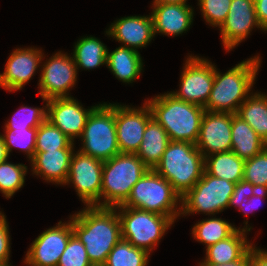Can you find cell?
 Returning <instances> with one entry per match:
<instances>
[{
  "mask_svg": "<svg viewBox=\"0 0 267 266\" xmlns=\"http://www.w3.org/2000/svg\"><path fill=\"white\" fill-rule=\"evenodd\" d=\"M250 266H267V251L254 244L250 248Z\"/></svg>",
  "mask_w": 267,
  "mask_h": 266,
  "instance_id": "cell-41",
  "label": "cell"
},
{
  "mask_svg": "<svg viewBox=\"0 0 267 266\" xmlns=\"http://www.w3.org/2000/svg\"><path fill=\"white\" fill-rule=\"evenodd\" d=\"M267 143L237 114H232L231 151L244 161L261 152Z\"/></svg>",
  "mask_w": 267,
  "mask_h": 266,
  "instance_id": "cell-24",
  "label": "cell"
},
{
  "mask_svg": "<svg viewBox=\"0 0 267 266\" xmlns=\"http://www.w3.org/2000/svg\"><path fill=\"white\" fill-rule=\"evenodd\" d=\"M188 0H153L152 3H164V4H181V5H189L187 4Z\"/></svg>",
  "mask_w": 267,
  "mask_h": 266,
  "instance_id": "cell-45",
  "label": "cell"
},
{
  "mask_svg": "<svg viewBox=\"0 0 267 266\" xmlns=\"http://www.w3.org/2000/svg\"><path fill=\"white\" fill-rule=\"evenodd\" d=\"M243 180L259 190H267V147L245 161Z\"/></svg>",
  "mask_w": 267,
  "mask_h": 266,
  "instance_id": "cell-35",
  "label": "cell"
},
{
  "mask_svg": "<svg viewBox=\"0 0 267 266\" xmlns=\"http://www.w3.org/2000/svg\"><path fill=\"white\" fill-rule=\"evenodd\" d=\"M238 227L221 218L203 219L192 228L194 239L205 244V248L231 236Z\"/></svg>",
  "mask_w": 267,
  "mask_h": 266,
  "instance_id": "cell-29",
  "label": "cell"
},
{
  "mask_svg": "<svg viewBox=\"0 0 267 266\" xmlns=\"http://www.w3.org/2000/svg\"><path fill=\"white\" fill-rule=\"evenodd\" d=\"M199 266H250V250L241 259L230 263H199Z\"/></svg>",
  "mask_w": 267,
  "mask_h": 266,
  "instance_id": "cell-43",
  "label": "cell"
},
{
  "mask_svg": "<svg viewBox=\"0 0 267 266\" xmlns=\"http://www.w3.org/2000/svg\"><path fill=\"white\" fill-rule=\"evenodd\" d=\"M185 60L180 75V88L169 93L179 100L205 107L214 83L215 64L192 54Z\"/></svg>",
  "mask_w": 267,
  "mask_h": 266,
  "instance_id": "cell-10",
  "label": "cell"
},
{
  "mask_svg": "<svg viewBox=\"0 0 267 266\" xmlns=\"http://www.w3.org/2000/svg\"><path fill=\"white\" fill-rule=\"evenodd\" d=\"M27 170L25 164H13L8 159L0 163V192L6 199L23 187Z\"/></svg>",
  "mask_w": 267,
  "mask_h": 266,
  "instance_id": "cell-32",
  "label": "cell"
},
{
  "mask_svg": "<svg viewBox=\"0 0 267 266\" xmlns=\"http://www.w3.org/2000/svg\"><path fill=\"white\" fill-rule=\"evenodd\" d=\"M255 9L260 26L267 31V0L255 2Z\"/></svg>",
  "mask_w": 267,
  "mask_h": 266,
  "instance_id": "cell-42",
  "label": "cell"
},
{
  "mask_svg": "<svg viewBox=\"0 0 267 266\" xmlns=\"http://www.w3.org/2000/svg\"><path fill=\"white\" fill-rule=\"evenodd\" d=\"M235 183L209 175L205 170L202 178L181 198V213L215 215L229 205Z\"/></svg>",
  "mask_w": 267,
  "mask_h": 266,
  "instance_id": "cell-9",
  "label": "cell"
},
{
  "mask_svg": "<svg viewBox=\"0 0 267 266\" xmlns=\"http://www.w3.org/2000/svg\"><path fill=\"white\" fill-rule=\"evenodd\" d=\"M143 60L134 49L119 46L115 50L107 52L106 66L123 83H133L143 71Z\"/></svg>",
  "mask_w": 267,
  "mask_h": 266,
  "instance_id": "cell-23",
  "label": "cell"
},
{
  "mask_svg": "<svg viewBox=\"0 0 267 266\" xmlns=\"http://www.w3.org/2000/svg\"><path fill=\"white\" fill-rule=\"evenodd\" d=\"M257 191L258 189L250 182L244 180L237 182L227 208L232 206L240 208V205L247 202Z\"/></svg>",
  "mask_w": 267,
  "mask_h": 266,
  "instance_id": "cell-38",
  "label": "cell"
},
{
  "mask_svg": "<svg viewBox=\"0 0 267 266\" xmlns=\"http://www.w3.org/2000/svg\"><path fill=\"white\" fill-rule=\"evenodd\" d=\"M170 142L164 128L152 117L145 128L142 142L135 153L149 168L154 169Z\"/></svg>",
  "mask_w": 267,
  "mask_h": 266,
  "instance_id": "cell-25",
  "label": "cell"
},
{
  "mask_svg": "<svg viewBox=\"0 0 267 266\" xmlns=\"http://www.w3.org/2000/svg\"><path fill=\"white\" fill-rule=\"evenodd\" d=\"M0 266H12L11 263H0Z\"/></svg>",
  "mask_w": 267,
  "mask_h": 266,
  "instance_id": "cell-46",
  "label": "cell"
},
{
  "mask_svg": "<svg viewBox=\"0 0 267 266\" xmlns=\"http://www.w3.org/2000/svg\"><path fill=\"white\" fill-rule=\"evenodd\" d=\"M267 143V95L253 92L239 106L236 113Z\"/></svg>",
  "mask_w": 267,
  "mask_h": 266,
  "instance_id": "cell-28",
  "label": "cell"
},
{
  "mask_svg": "<svg viewBox=\"0 0 267 266\" xmlns=\"http://www.w3.org/2000/svg\"><path fill=\"white\" fill-rule=\"evenodd\" d=\"M115 208L121 222V238L149 253L174 224L170 217L155 212L125 206Z\"/></svg>",
  "mask_w": 267,
  "mask_h": 266,
  "instance_id": "cell-8",
  "label": "cell"
},
{
  "mask_svg": "<svg viewBox=\"0 0 267 266\" xmlns=\"http://www.w3.org/2000/svg\"><path fill=\"white\" fill-rule=\"evenodd\" d=\"M149 170L136 154L120 153L103 162L101 207L115 208L129 197L132 187Z\"/></svg>",
  "mask_w": 267,
  "mask_h": 266,
  "instance_id": "cell-5",
  "label": "cell"
},
{
  "mask_svg": "<svg viewBox=\"0 0 267 266\" xmlns=\"http://www.w3.org/2000/svg\"><path fill=\"white\" fill-rule=\"evenodd\" d=\"M6 216L0 211V263H10V235Z\"/></svg>",
  "mask_w": 267,
  "mask_h": 266,
  "instance_id": "cell-39",
  "label": "cell"
},
{
  "mask_svg": "<svg viewBox=\"0 0 267 266\" xmlns=\"http://www.w3.org/2000/svg\"><path fill=\"white\" fill-rule=\"evenodd\" d=\"M102 168L103 161L74 151L65 185L73 184L85 206L101 207Z\"/></svg>",
  "mask_w": 267,
  "mask_h": 266,
  "instance_id": "cell-11",
  "label": "cell"
},
{
  "mask_svg": "<svg viewBox=\"0 0 267 266\" xmlns=\"http://www.w3.org/2000/svg\"><path fill=\"white\" fill-rule=\"evenodd\" d=\"M75 143L47 119L37 128L35 152L74 148Z\"/></svg>",
  "mask_w": 267,
  "mask_h": 266,
  "instance_id": "cell-31",
  "label": "cell"
},
{
  "mask_svg": "<svg viewBox=\"0 0 267 266\" xmlns=\"http://www.w3.org/2000/svg\"><path fill=\"white\" fill-rule=\"evenodd\" d=\"M232 114L206 111L195 143L204 158L231 151Z\"/></svg>",
  "mask_w": 267,
  "mask_h": 266,
  "instance_id": "cell-17",
  "label": "cell"
},
{
  "mask_svg": "<svg viewBox=\"0 0 267 266\" xmlns=\"http://www.w3.org/2000/svg\"><path fill=\"white\" fill-rule=\"evenodd\" d=\"M44 107V108H43ZM42 108L29 107L23 105L17 112L9 119L4 129H29L38 128L39 125L46 120L47 108L43 105Z\"/></svg>",
  "mask_w": 267,
  "mask_h": 266,
  "instance_id": "cell-34",
  "label": "cell"
},
{
  "mask_svg": "<svg viewBox=\"0 0 267 266\" xmlns=\"http://www.w3.org/2000/svg\"><path fill=\"white\" fill-rule=\"evenodd\" d=\"M205 158L194 143L170 141L154 170L182 198L202 178Z\"/></svg>",
  "mask_w": 267,
  "mask_h": 266,
  "instance_id": "cell-4",
  "label": "cell"
},
{
  "mask_svg": "<svg viewBox=\"0 0 267 266\" xmlns=\"http://www.w3.org/2000/svg\"><path fill=\"white\" fill-rule=\"evenodd\" d=\"M37 128L29 129H5L2 139L5 143L8 155L13 147L19 148L31 160L35 154Z\"/></svg>",
  "mask_w": 267,
  "mask_h": 266,
  "instance_id": "cell-33",
  "label": "cell"
},
{
  "mask_svg": "<svg viewBox=\"0 0 267 266\" xmlns=\"http://www.w3.org/2000/svg\"><path fill=\"white\" fill-rule=\"evenodd\" d=\"M255 27L265 31L258 22L255 3L251 0H232L227 18L218 28L225 50L228 52L238 46Z\"/></svg>",
  "mask_w": 267,
  "mask_h": 266,
  "instance_id": "cell-15",
  "label": "cell"
},
{
  "mask_svg": "<svg viewBox=\"0 0 267 266\" xmlns=\"http://www.w3.org/2000/svg\"><path fill=\"white\" fill-rule=\"evenodd\" d=\"M244 223L242 229L239 227L231 236L208 246L205 259L199 263L223 264L241 259L253 246L247 241V233L252 227H249L248 221Z\"/></svg>",
  "mask_w": 267,
  "mask_h": 266,
  "instance_id": "cell-22",
  "label": "cell"
},
{
  "mask_svg": "<svg viewBox=\"0 0 267 266\" xmlns=\"http://www.w3.org/2000/svg\"><path fill=\"white\" fill-rule=\"evenodd\" d=\"M44 53L37 48H17L9 55L4 72L1 73V87L8 92L21 90L44 60Z\"/></svg>",
  "mask_w": 267,
  "mask_h": 266,
  "instance_id": "cell-18",
  "label": "cell"
},
{
  "mask_svg": "<svg viewBox=\"0 0 267 266\" xmlns=\"http://www.w3.org/2000/svg\"><path fill=\"white\" fill-rule=\"evenodd\" d=\"M154 35L178 36L193 23L194 8L189 5L152 3Z\"/></svg>",
  "mask_w": 267,
  "mask_h": 266,
  "instance_id": "cell-20",
  "label": "cell"
},
{
  "mask_svg": "<svg viewBox=\"0 0 267 266\" xmlns=\"http://www.w3.org/2000/svg\"><path fill=\"white\" fill-rule=\"evenodd\" d=\"M43 63L38 83L43 101L70 97L68 91L75 86L78 74L73 57L59 51Z\"/></svg>",
  "mask_w": 267,
  "mask_h": 266,
  "instance_id": "cell-12",
  "label": "cell"
},
{
  "mask_svg": "<svg viewBox=\"0 0 267 266\" xmlns=\"http://www.w3.org/2000/svg\"><path fill=\"white\" fill-rule=\"evenodd\" d=\"M57 266H93L88 258L85 246L75 234L70 237Z\"/></svg>",
  "mask_w": 267,
  "mask_h": 266,
  "instance_id": "cell-37",
  "label": "cell"
},
{
  "mask_svg": "<svg viewBox=\"0 0 267 266\" xmlns=\"http://www.w3.org/2000/svg\"><path fill=\"white\" fill-rule=\"evenodd\" d=\"M9 158V155L6 150L5 143L0 134V163L6 161Z\"/></svg>",
  "mask_w": 267,
  "mask_h": 266,
  "instance_id": "cell-44",
  "label": "cell"
},
{
  "mask_svg": "<svg viewBox=\"0 0 267 266\" xmlns=\"http://www.w3.org/2000/svg\"><path fill=\"white\" fill-rule=\"evenodd\" d=\"M261 65L258 55L248 58L221 74L215 66L214 83L204 109L210 112L236 114L239 106L252 93ZM251 91V92H250Z\"/></svg>",
  "mask_w": 267,
  "mask_h": 266,
  "instance_id": "cell-2",
  "label": "cell"
},
{
  "mask_svg": "<svg viewBox=\"0 0 267 266\" xmlns=\"http://www.w3.org/2000/svg\"><path fill=\"white\" fill-rule=\"evenodd\" d=\"M245 161L233 151L215 153L205 157L204 170L216 178L232 183L243 180Z\"/></svg>",
  "mask_w": 267,
  "mask_h": 266,
  "instance_id": "cell-26",
  "label": "cell"
},
{
  "mask_svg": "<svg viewBox=\"0 0 267 266\" xmlns=\"http://www.w3.org/2000/svg\"><path fill=\"white\" fill-rule=\"evenodd\" d=\"M145 102L152 117L167 132L170 141L197 142L204 107L179 100L169 92L156 95Z\"/></svg>",
  "mask_w": 267,
  "mask_h": 266,
  "instance_id": "cell-3",
  "label": "cell"
},
{
  "mask_svg": "<svg viewBox=\"0 0 267 266\" xmlns=\"http://www.w3.org/2000/svg\"><path fill=\"white\" fill-rule=\"evenodd\" d=\"M68 221H59L56 226L43 231L33 240L24 258L27 266H57L70 237L74 234L71 215Z\"/></svg>",
  "mask_w": 267,
  "mask_h": 266,
  "instance_id": "cell-13",
  "label": "cell"
},
{
  "mask_svg": "<svg viewBox=\"0 0 267 266\" xmlns=\"http://www.w3.org/2000/svg\"><path fill=\"white\" fill-rule=\"evenodd\" d=\"M46 119L59 128L73 142L80 138L92 110L98 105L85 109L74 97L54 98L46 102Z\"/></svg>",
  "mask_w": 267,
  "mask_h": 266,
  "instance_id": "cell-16",
  "label": "cell"
},
{
  "mask_svg": "<svg viewBox=\"0 0 267 266\" xmlns=\"http://www.w3.org/2000/svg\"><path fill=\"white\" fill-rule=\"evenodd\" d=\"M72 228L93 266H103L121 239V222L116 208L83 207L72 215Z\"/></svg>",
  "mask_w": 267,
  "mask_h": 266,
  "instance_id": "cell-1",
  "label": "cell"
},
{
  "mask_svg": "<svg viewBox=\"0 0 267 266\" xmlns=\"http://www.w3.org/2000/svg\"><path fill=\"white\" fill-rule=\"evenodd\" d=\"M80 152L101 161L120 154L115 125V103H100L87 118Z\"/></svg>",
  "mask_w": 267,
  "mask_h": 266,
  "instance_id": "cell-7",
  "label": "cell"
},
{
  "mask_svg": "<svg viewBox=\"0 0 267 266\" xmlns=\"http://www.w3.org/2000/svg\"><path fill=\"white\" fill-rule=\"evenodd\" d=\"M105 35L120 42L122 46L138 51L139 48L147 47L155 37L152 15L117 19L106 29Z\"/></svg>",
  "mask_w": 267,
  "mask_h": 266,
  "instance_id": "cell-19",
  "label": "cell"
},
{
  "mask_svg": "<svg viewBox=\"0 0 267 266\" xmlns=\"http://www.w3.org/2000/svg\"><path fill=\"white\" fill-rule=\"evenodd\" d=\"M267 197V190H259L252 195L247 202L240 205L238 209L240 212L243 211L244 215L247 216L250 212H253L256 207L262 204V201ZM257 209V208H256Z\"/></svg>",
  "mask_w": 267,
  "mask_h": 266,
  "instance_id": "cell-40",
  "label": "cell"
},
{
  "mask_svg": "<svg viewBox=\"0 0 267 266\" xmlns=\"http://www.w3.org/2000/svg\"><path fill=\"white\" fill-rule=\"evenodd\" d=\"M74 151V148H64L35 152L30 160L32 174L40 176L46 182L65 185Z\"/></svg>",
  "mask_w": 267,
  "mask_h": 266,
  "instance_id": "cell-21",
  "label": "cell"
},
{
  "mask_svg": "<svg viewBox=\"0 0 267 266\" xmlns=\"http://www.w3.org/2000/svg\"><path fill=\"white\" fill-rule=\"evenodd\" d=\"M232 0H198L202 17L207 24L220 27L227 18Z\"/></svg>",
  "mask_w": 267,
  "mask_h": 266,
  "instance_id": "cell-36",
  "label": "cell"
},
{
  "mask_svg": "<svg viewBox=\"0 0 267 266\" xmlns=\"http://www.w3.org/2000/svg\"><path fill=\"white\" fill-rule=\"evenodd\" d=\"M180 204L181 197L173 190L171 183L154 169H149L132 187L128 199L120 206L155 212L168 216L175 222L181 217Z\"/></svg>",
  "mask_w": 267,
  "mask_h": 266,
  "instance_id": "cell-6",
  "label": "cell"
},
{
  "mask_svg": "<svg viewBox=\"0 0 267 266\" xmlns=\"http://www.w3.org/2000/svg\"><path fill=\"white\" fill-rule=\"evenodd\" d=\"M149 258V252L121 238L103 266H147Z\"/></svg>",
  "mask_w": 267,
  "mask_h": 266,
  "instance_id": "cell-30",
  "label": "cell"
},
{
  "mask_svg": "<svg viewBox=\"0 0 267 266\" xmlns=\"http://www.w3.org/2000/svg\"><path fill=\"white\" fill-rule=\"evenodd\" d=\"M151 118L146 102L138 108L115 103V125L120 153L135 154L138 151Z\"/></svg>",
  "mask_w": 267,
  "mask_h": 266,
  "instance_id": "cell-14",
  "label": "cell"
},
{
  "mask_svg": "<svg viewBox=\"0 0 267 266\" xmlns=\"http://www.w3.org/2000/svg\"><path fill=\"white\" fill-rule=\"evenodd\" d=\"M107 46L95 36L80 38L74 45L72 57L77 70H91L106 64Z\"/></svg>",
  "mask_w": 267,
  "mask_h": 266,
  "instance_id": "cell-27",
  "label": "cell"
}]
</instances>
